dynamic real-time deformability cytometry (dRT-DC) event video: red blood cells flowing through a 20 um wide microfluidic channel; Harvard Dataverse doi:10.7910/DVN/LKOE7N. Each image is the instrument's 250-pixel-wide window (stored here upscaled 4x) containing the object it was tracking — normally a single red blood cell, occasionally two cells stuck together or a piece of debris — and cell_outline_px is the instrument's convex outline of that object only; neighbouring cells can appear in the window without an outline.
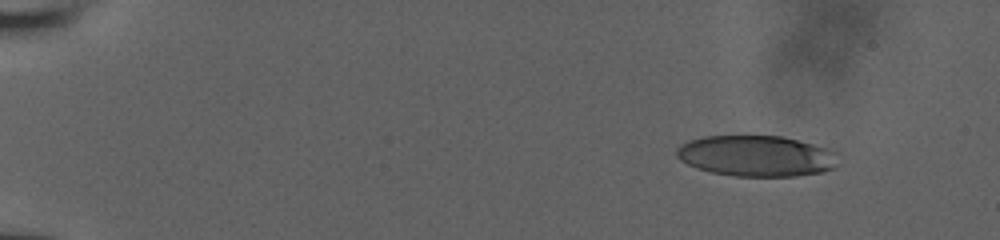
{"species": "human", "species_latin": "Homo sapiens", "temperature_condition": "room temperature", "stored_images_in_passage": 26, "camera_frame_rate_fps": 3000, "um_per_image_px": 0.085, "donor": {"sex": "male"}, "frame": {"image": 1, "passage_image": 3, "time_ms": 2.0, "image_size_px": [1000, 240], "cell_outline_px": [[840, 164], [836, 168], [824, 172], [796, 176], [736, 176], [712, 172], [696, 168], [680, 160], [676, 156], [676, 148], [680, 144], [688, 140], [704, 136], [780, 136], [828, 148], [840, 152]], "centroid_in_image_um": [64.36, 13.26], "position_along_channel_um": 20.6, "area_um2": 39.07}}
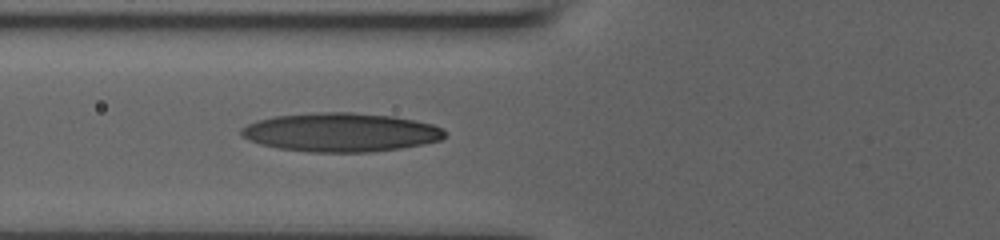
{"frame": {"image": 2, "passage_image": 16, "time_ms": 7.667, "image_size_px": [1000, 240], "cell_outline_px": [[444, 136], [440, 140], [424, 144], [400, 148], [372, 152], [308, 152], [276, 148], [260, 144], [248, 140], [240, 136], [240, 128], [256, 120], [272, 116], [320, 112], [352, 112], [392, 116], [416, 120], [432, 124], [444, 128]], "centroid_in_image_um": [28.92, 11.25], "position_along_channel_um": 96.9, "area_um2": 46.36}}
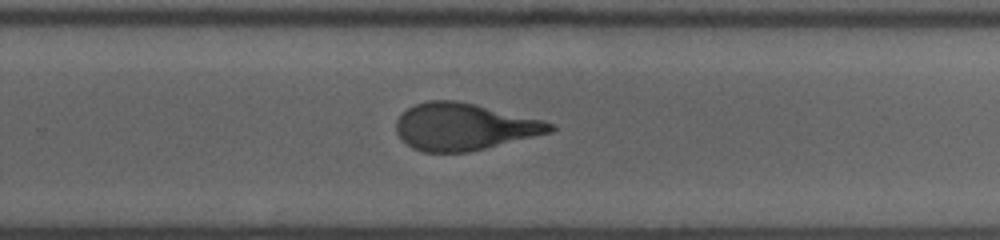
{"frame": {"image": 3, "passage_image": 26, "time_ms": 12.667, "image_size_px": [1000, 240], "cell_outline_px": [[556, 128], [552, 132], [468, 152], [424, 152], [412, 148], [400, 140], [396, 132], [396, 120], [408, 108], [416, 104], [428, 100], [456, 100], [544, 120], [556, 124]], "centroid_in_image_um": [39.43, 10.77], "position_along_channel_um": 290.4, "area_um2": 42.08}}